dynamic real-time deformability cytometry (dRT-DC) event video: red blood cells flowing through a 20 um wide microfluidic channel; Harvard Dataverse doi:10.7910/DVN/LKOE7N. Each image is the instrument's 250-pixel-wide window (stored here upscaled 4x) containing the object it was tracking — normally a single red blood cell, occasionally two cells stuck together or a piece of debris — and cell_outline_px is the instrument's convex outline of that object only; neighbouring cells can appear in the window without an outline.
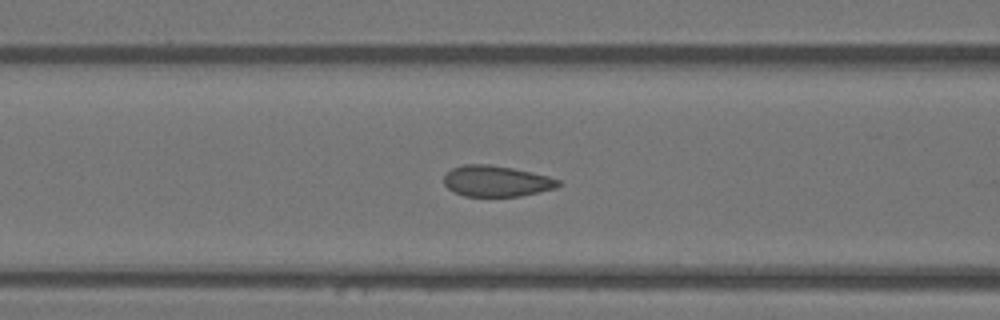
{"species": "Egyptian fruit bat (a non-hibernating species)", "species_latin": "Rousettus aegyptiacus", "temperature_condition": "warm", "stored_images_in_passage": 50, "camera_frame_rate_fps": 3000, "um_per_image_px": 0.085, "animal": {"sex": "female"}, "frame": {"image": 1, "passage_image": 19, "time_ms": 6.0, "image_size_px": [1000, 320], "cell_outline_px": [[560, 184], [556, 188], [520, 196], [464, 196], [448, 188], [444, 184], [444, 176], [452, 168], [464, 164], [488, 164], [512, 168], [532, 172], [548, 176], [560, 180]], "centroid_in_image_um": [42.19, 15.39], "position_along_channel_um": 124.4, "area_um2": 20.52}}
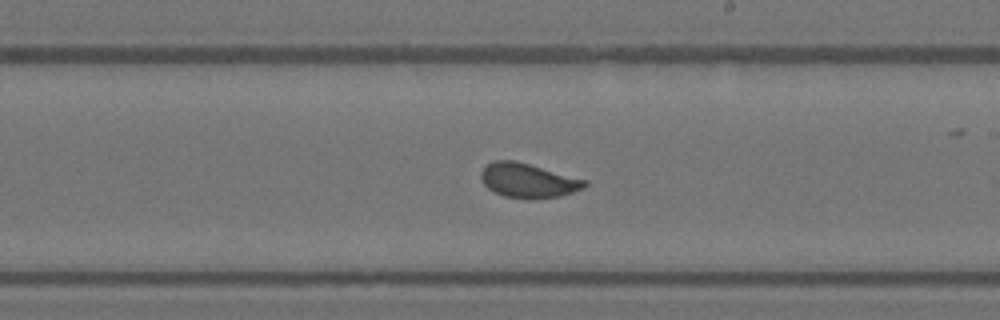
{"frame": {"image": 2, "passage_image": 28, "time_ms": 9.0, "image_size_px": [1000, 320], "cell_outline_px": [[588, 184], [584, 188], [560, 196], [528, 200], [504, 196], [488, 188], [480, 180], [480, 172], [492, 160], [516, 160], [588, 180]], "centroid_in_image_um": [44.89, 15.34], "position_along_channel_um": 244.1, "area_um2": 21.04}}
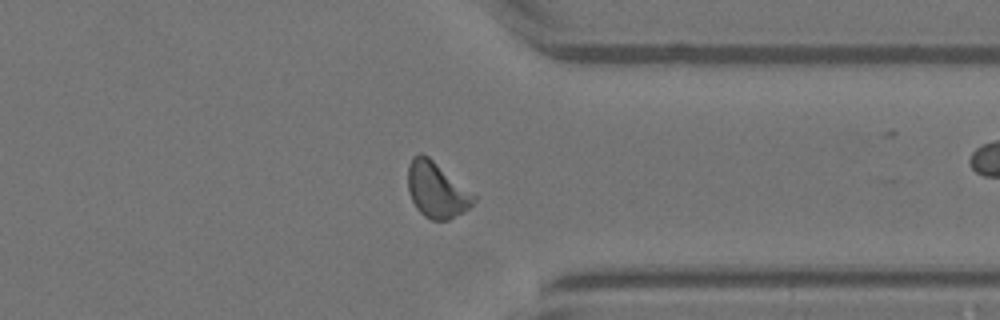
{"frame": {"image": 3, "passage_image": 38, "time_ms": 12.333, "image_size_px": [1000, 320], "cell_outline_px": [[476, 200], [464, 212], [448, 220], [432, 220], [424, 216], [416, 208], [408, 192], [408, 164], [412, 156], [420, 152], [428, 156], [476, 196]], "centroid_in_image_um": [37.08, 16.14], "position_along_channel_um": 374.3, "area_um2": 21.21}, "authors_computed_cell_mechanics": {"area_um2": 20.7213, "velocity_mm_per_s": 3.9936, "shape_relaxation_time_tau1_ms": 6.7777, "shape_relaxation_time_tau2_ms": 0.4759, "deformation_change_tau1": 0.1575, "deformation_change_tau2": 0.0446}}